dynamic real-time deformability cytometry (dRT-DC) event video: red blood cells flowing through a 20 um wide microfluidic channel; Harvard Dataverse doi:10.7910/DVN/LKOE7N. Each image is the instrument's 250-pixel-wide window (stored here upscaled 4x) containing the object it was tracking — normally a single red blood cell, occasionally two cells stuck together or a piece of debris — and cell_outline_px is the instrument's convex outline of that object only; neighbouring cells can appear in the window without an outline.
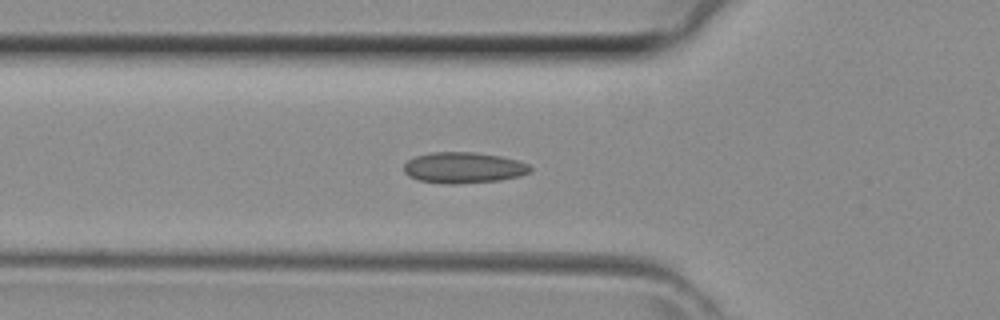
{"species": "common noctule bat (a hibernating species)", "species_latin": "Nyctalus noctula", "temperature_condition": "room temperature", "stored_images_in_passage": 44, "segment_of_instrument_passage": [1, 2], "camera_frame_rate_fps": 3000, "um_per_image_px": 0.085, "animal": {"sex": "female", "body_mass_g": 29.2, "forearm_length_mm": 56.3}, "frame": {"image": 1, "passage_image": 15, "time_ms": 4.667, "image_size_px": [1000, 320], "cell_outline_px": [[532, 168], [528, 172], [520, 176], [500, 180], [456, 184], [448, 184], [420, 180], [408, 176], [404, 172], [404, 164], [408, 160], [416, 156], [432, 152], [476, 152], [500, 156], [516, 160], [528, 164]], "centroid_in_image_um": [39.39, 14.25], "position_along_channel_um": 86.4, "area_um2": 22.72}}
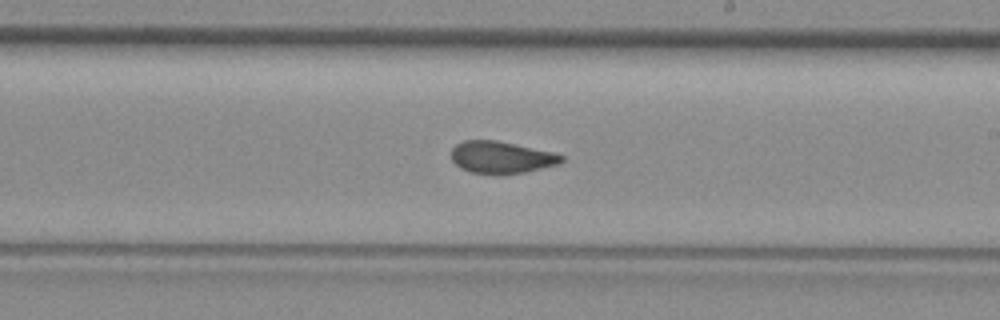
{"frame": {"image": 2, "passage_image": 25, "time_ms": 8.0, "image_size_px": [1000, 320], "cell_outline_px": [[564, 160], [556, 164], [524, 172], [504, 176], [472, 172], [460, 168], [452, 160], [452, 148], [456, 144], [464, 140], [496, 140], [552, 152], [564, 156]], "centroid_in_image_um": [42.58, 13.39], "position_along_channel_um": 246.4, "area_um2": 20.58}}
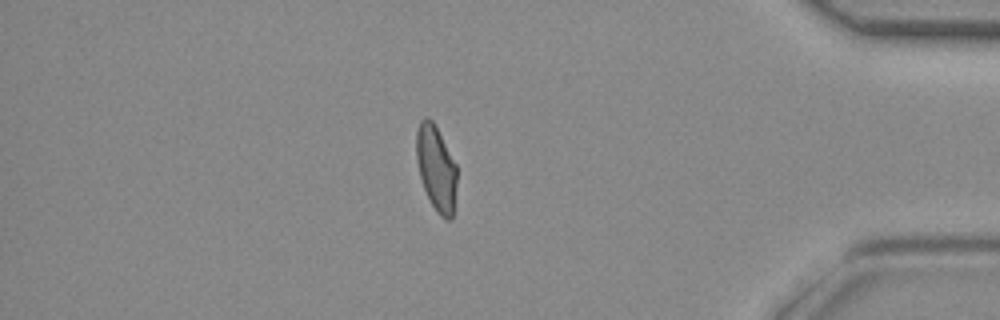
{"frame": {"image": 3, "passage_image": 37, "time_ms": 12.0, "image_size_px": [1000, 320], "cell_outline_px": [[456, 184], [452, 220], [448, 220], [440, 216], [436, 212], [424, 188], [420, 176], [416, 160], [416, 132], [420, 120], [424, 116], [432, 120], [456, 164]], "centroid_in_image_um": [37.06, 14.29], "position_along_channel_um": 398.1, "area_um2": 19.94}}